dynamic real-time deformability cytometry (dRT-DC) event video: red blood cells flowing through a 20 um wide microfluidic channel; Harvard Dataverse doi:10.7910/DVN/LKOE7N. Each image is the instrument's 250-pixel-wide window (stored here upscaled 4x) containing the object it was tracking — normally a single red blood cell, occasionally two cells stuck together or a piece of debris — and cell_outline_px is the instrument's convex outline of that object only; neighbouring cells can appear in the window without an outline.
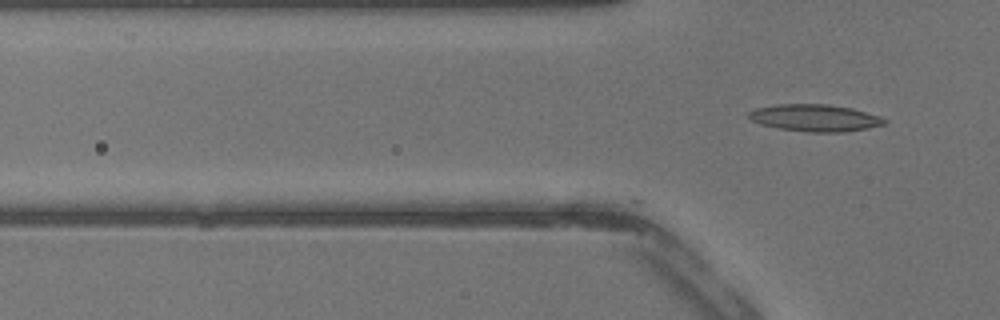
{"species": "common noctule bat (a hibernating species)", "species_latin": "Nyctalus noctula", "temperature_condition": "warm", "stored_images_in_passage": 13, "camera_frame_rate_fps": 3000, "um_per_image_px": 0.085, "animal": {"sex": "male", "body_mass_g": 13.3}, "frame": {"image": 1, "passage_image": 13, "time_ms": 4.0, "image_size_px": [1000, 320], "cell_outline_px": [[888, 120], [884, 124], [868, 128], [844, 132], [808, 132], [776, 128], [760, 124], [752, 120], [748, 116], [748, 112], [756, 108], [776, 104], [828, 104], [852, 108], [880, 116]], "centroid_in_image_um": [69.27, 10.02], "position_along_channel_um": 56.5, "area_um2": 21.44}}